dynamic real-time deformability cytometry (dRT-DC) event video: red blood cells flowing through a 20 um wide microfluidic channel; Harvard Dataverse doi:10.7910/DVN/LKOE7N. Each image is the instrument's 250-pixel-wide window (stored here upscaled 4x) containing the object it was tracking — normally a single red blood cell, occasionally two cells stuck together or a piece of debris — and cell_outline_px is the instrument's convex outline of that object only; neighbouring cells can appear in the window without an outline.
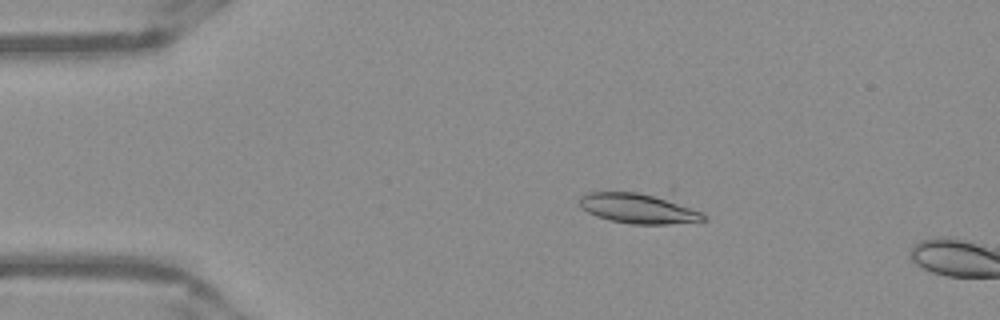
{"species": "Egyptian fruit bat (a non-hibernating species)", "species_latin": "Rousettus aegyptiacus", "temperature_condition": "warm", "stored_images_in_passage": 6, "camera_frame_rate_fps": 3000, "um_per_image_px": 0.085, "frame": {"image": 1, "passage_image": 3, "time_ms": 0.667, "image_size_px": [1000, 320], "cell_outline_px": [[708, 220], [668, 224], [632, 224], [608, 220], [596, 216], [580, 208], [580, 196], [588, 192], [636, 192], [668, 196], [708, 216]], "centroid_in_image_um": [54.3, 17.7], "position_along_channel_um": 30.7, "area_um2": 22.14}}